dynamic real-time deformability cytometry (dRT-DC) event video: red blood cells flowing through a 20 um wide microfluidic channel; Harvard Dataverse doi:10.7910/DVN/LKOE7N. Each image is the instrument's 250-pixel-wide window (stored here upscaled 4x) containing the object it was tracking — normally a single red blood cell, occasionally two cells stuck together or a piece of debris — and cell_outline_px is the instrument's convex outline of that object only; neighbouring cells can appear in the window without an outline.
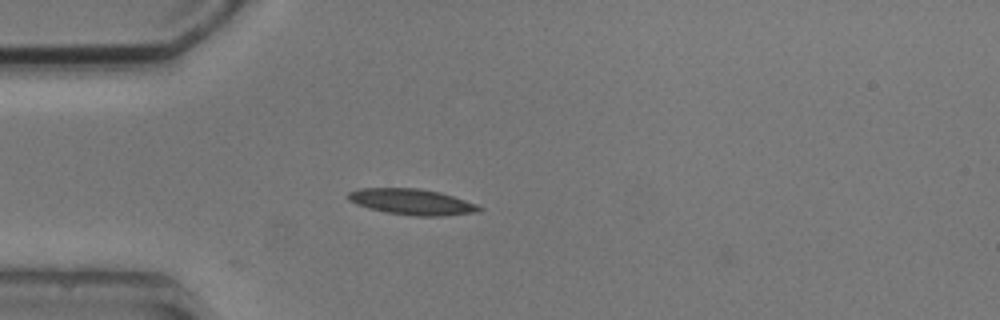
{"species": "common noctule bat (a hibernating species)", "species_latin": "Nyctalus noctula", "temperature_condition": "cold", "stored_images_in_passage": 4, "camera_frame_rate_fps": 3000, "um_per_image_px": 0.085, "animal": {"sex": "male", "body_mass_g": 20.5, "forearm_length_mm": 52.5}, "frame": {"image": 1, "passage_image": 4, "time_ms": 3.667, "image_size_px": [1000, 320], "cell_outline_px": [[484, 208], [480, 212], [444, 216], [412, 216], [388, 212], [368, 208], [356, 204], [348, 200], [348, 192], [360, 188], [416, 188], [440, 192], [476, 204]], "centroid_in_image_um": [35.02, 17.16], "position_along_channel_um": 50.0, "area_um2": 19.77}}